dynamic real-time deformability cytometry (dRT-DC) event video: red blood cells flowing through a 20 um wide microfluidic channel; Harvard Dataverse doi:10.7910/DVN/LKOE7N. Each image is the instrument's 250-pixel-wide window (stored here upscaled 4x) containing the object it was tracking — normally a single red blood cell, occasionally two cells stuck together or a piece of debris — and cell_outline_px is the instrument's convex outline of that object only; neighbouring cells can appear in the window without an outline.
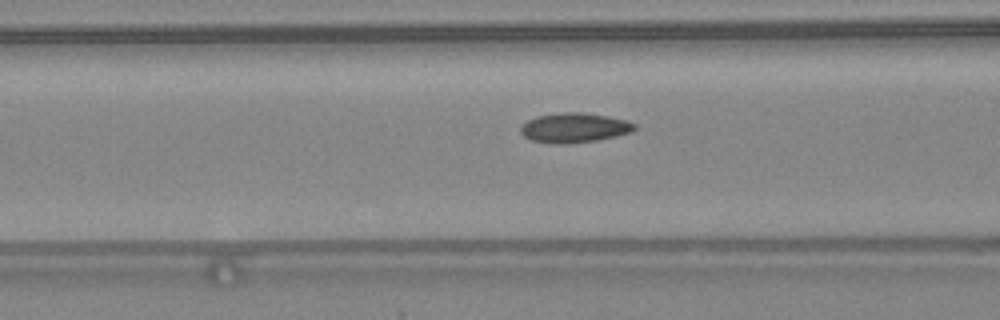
{"species": "common noctule bat (a hibernating species)", "species_latin": "Nyctalus noctula", "temperature_condition": "warm", "stored_images_in_passage": 48, "camera_frame_rate_fps": 3000, "um_per_image_px": 0.085, "animal": {"sex": "female", "body_mass_g": 24.6, "forearm_length_mm": 56.2}, "frame": {"image": 1, "passage_image": 20, "time_ms": 6.333, "image_size_px": [1000, 320], "cell_outline_px": [[636, 128], [632, 132], [616, 136], [596, 140], [564, 144], [552, 144], [532, 140], [524, 136], [520, 132], [520, 128], [528, 120], [536, 116], [560, 112], [584, 112], [608, 116], [628, 120], [636, 124]], "centroid_in_image_um": [48.83, 10.85], "position_along_channel_um": 117.8, "area_um2": 19.83}}
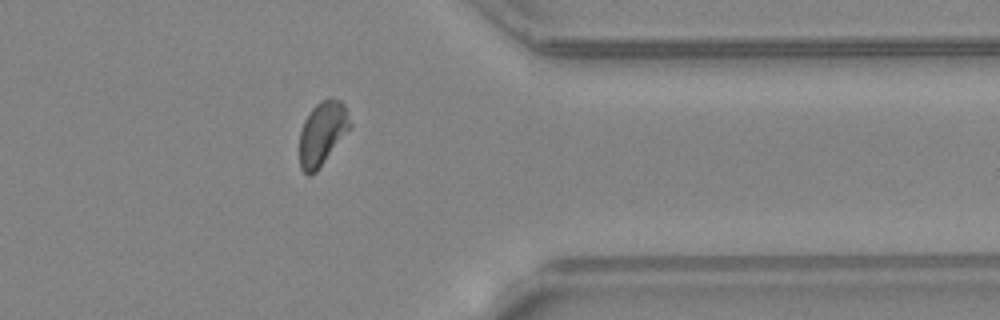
{"frame": {"image": 2, "passage_image": 39, "time_ms": 12.667, "image_size_px": [1000, 320], "cell_outline_px": [[352, 124], [316, 172], [308, 176], [300, 168], [300, 132], [304, 120], [312, 108], [320, 100], [332, 96], [340, 100], [344, 104]], "centroid_in_image_um": [27.38, 11.29], "position_along_channel_um": 384.0, "area_um2": 18.55}}
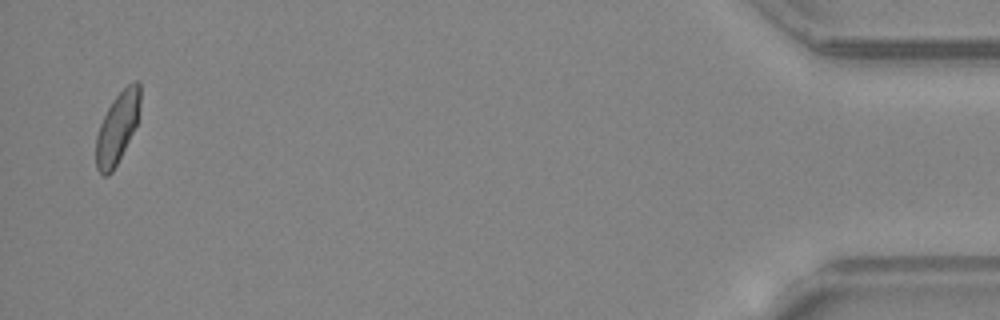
{"frame": {"image": 3, "passage_image": 47, "time_ms": 15.333, "image_size_px": [1000, 320], "cell_outline_px": [[140, 104], [136, 124], [112, 172], [108, 176], [104, 176], [96, 168], [96, 136], [100, 124], [112, 100], [128, 84], [136, 80], [140, 80]], "centroid_in_image_um": [9.96, 10.84], "position_along_channel_um": 425.2, "area_um2": 17.86}, "authors_computed_cell_mechanics": {"area_um2": 18.5827, "velocity_mm_per_s": 4.3753, "shape_relaxation_time_tau1_ms": 7.0873, "shape_relaxation_time_tau2_ms": 1.5981, "deformation_change_tau1": 0.1488, "deformation_change_tau2": 0.0479}}